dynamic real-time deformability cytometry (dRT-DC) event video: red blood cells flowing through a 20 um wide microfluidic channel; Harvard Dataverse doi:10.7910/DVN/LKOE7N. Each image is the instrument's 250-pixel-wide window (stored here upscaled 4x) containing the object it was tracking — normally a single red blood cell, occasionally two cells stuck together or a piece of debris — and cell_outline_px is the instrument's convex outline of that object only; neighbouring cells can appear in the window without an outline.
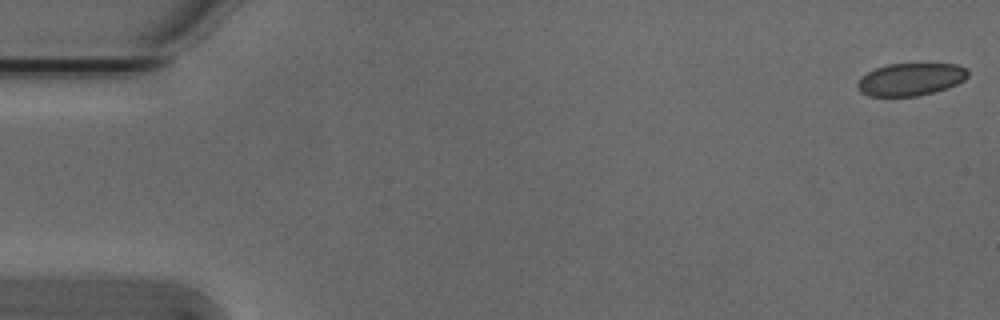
{"species": "Egyptian fruit bat (a non-hibernating species)", "species_latin": "Rousettus aegyptiacus", "temperature_condition": "cold", "stored_images_in_passage": 13, "camera_frame_rate_fps": 3000, "um_per_image_px": 0.085, "animal": {"sex": "male"}, "frame": {"image": 1, "passage_image": 1, "time_ms": 0.0, "image_size_px": [1000, 320], "cell_outline_px": [[968, 76], [964, 80], [948, 88], [916, 96], [868, 96], [860, 92], [856, 88], [856, 84], [860, 76], [876, 68], [888, 64], [956, 64], [968, 68]], "centroid_in_image_um": [77.38, 6.74], "position_along_channel_um": 7.6, "area_um2": 21.04}}